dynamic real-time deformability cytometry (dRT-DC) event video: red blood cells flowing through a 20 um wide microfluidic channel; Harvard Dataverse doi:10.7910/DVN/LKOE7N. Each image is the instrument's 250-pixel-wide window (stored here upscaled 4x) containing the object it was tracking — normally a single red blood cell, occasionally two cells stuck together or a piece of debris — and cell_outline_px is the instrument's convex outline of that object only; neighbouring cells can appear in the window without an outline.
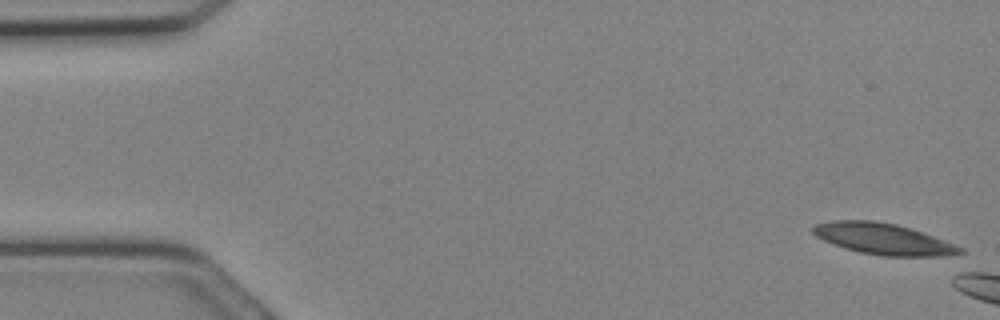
{"species": "Egyptian fruit bat (a non-hibernating species)", "species_latin": "Rousettus aegyptiacus", "temperature_condition": "cold", "stored_images_in_passage": 4, "camera_frame_rate_fps": 3000, "um_per_image_px": 0.085, "animal": {"sex": "female"}, "frame": {"image": 1, "passage_image": 1, "time_ms": 0.0, "image_size_px": [1000, 320], "cell_outline_px": [[964, 252], [948, 256], [884, 256], [860, 252], [844, 248], [824, 240], [816, 236], [812, 232], [812, 228], [816, 224], [832, 220], [872, 220], [896, 224], [944, 240], [964, 248]], "centroid_in_image_um": [75.07, 20.31], "position_along_channel_um": 9.9, "area_um2": 26.47}}